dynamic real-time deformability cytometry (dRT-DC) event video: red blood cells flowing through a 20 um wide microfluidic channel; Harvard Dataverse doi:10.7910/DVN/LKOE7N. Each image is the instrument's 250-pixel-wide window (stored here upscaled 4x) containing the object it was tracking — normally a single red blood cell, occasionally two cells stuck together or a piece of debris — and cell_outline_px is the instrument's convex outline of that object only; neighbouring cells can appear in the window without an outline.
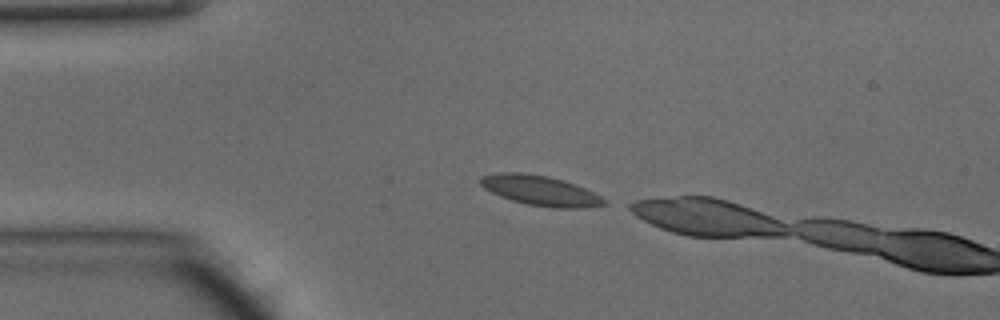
{"species": "common noctule bat (a hibernating species)", "species_latin": "Nyctalus noctula", "temperature_condition": "warm", "stored_images_in_passage": 3, "camera_frame_rate_fps": 3000, "um_per_image_px": 0.085, "animal": {"sex": "male", "body_mass_g": 15.6}, "frame": {"image": 1, "passage_image": 1, "time_ms": 0.0, "image_size_px": [1000, 320], "cell_outline_px": [[608, 204], [584, 208], [552, 208], [528, 204], [512, 200], [500, 196], [484, 188], [480, 184], [480, 176], [500, 172], [520, 172], [548, 176], [564, 180], [584, 188], [600, 196]], "centroid_in_image_um": [45.91, 16.19], "position_along_channel_um": 39.1, "area_um2": 21.5}}